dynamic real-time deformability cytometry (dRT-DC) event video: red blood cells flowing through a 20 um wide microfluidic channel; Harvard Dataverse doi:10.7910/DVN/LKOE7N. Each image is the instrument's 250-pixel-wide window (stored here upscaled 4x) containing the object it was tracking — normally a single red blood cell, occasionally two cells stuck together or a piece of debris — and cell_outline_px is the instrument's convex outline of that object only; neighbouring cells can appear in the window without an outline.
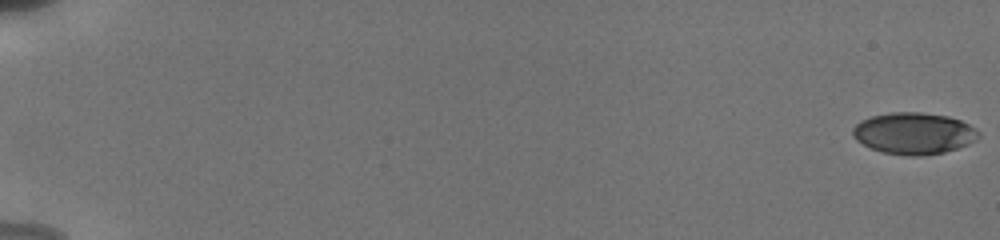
{"species": "human", "species_latin": "Homo sapiens", "temperature_condition": "cold", "stored_images_in_passage": 18, "camera_frame_rate_fps": 3000, "um_per_image_px": 0.085, "donor": {"sex": "male"}, "frame": {"image": 1, "passage_image": 1, "time_ms": 0.0, "image_size_px": [1000, 240], "cell_outline_px": [[980, 136], [976, 140], [968, 144], [944, 152], [920, 156], [908, 156], [884, 152], [872, 148], [856, 140], [852, 136], [852, 128], [860, 120], [872, 116], [892, 112], [920, 112], [948, 116], [960, 120], [976, 128], [980, 132]], "centroid_in_image_um": [77.68, 11.33], "position_along_channel_um": 7.3, "area_um2": 30.52}}
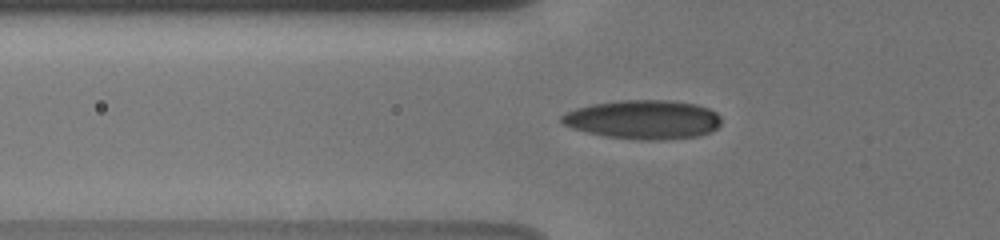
{"frame": {"image": 2, "passage_image": 10, "time_ms": 7.0, "image_size_px": [1000, 240], "cell_outline_px": [[720, 124], [716, 128], [708, 132], [696, 136], [664, 140], [640, 140], [604, 136], [572, 128], [564, 124], [560, 120], [560, 116], [564, 112], [576, 108], [592, 104], [620, 100], [672, 100], [696, 104], [708, 108], [716, 112], [720, 116]], "centroid_in_image_um": [54.66, 10.15], "position_along_channel_um": 71.1, "area_um2": 36.36}}
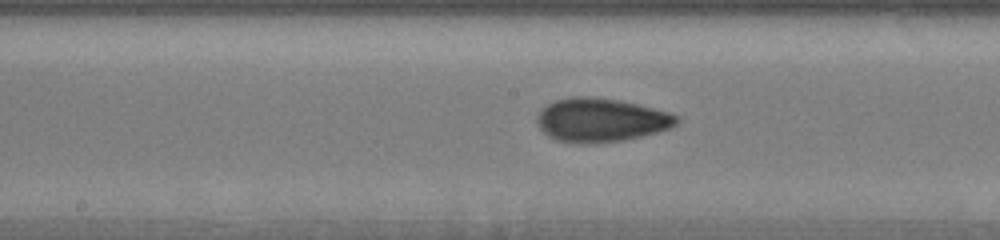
{"frame": {"image": 3, "passage_image": 18, "time_ms": 10.333, "image_size_px": [1000, 240], "cell_outline_px": [[680, 120], [676, 124], [668, 128], [656, 132], [624, 140], [584, 144], [580, 144], [556, 140], [548, 136], [540, 128], [536, 120], [536, 116], [540, 108], [556, 100], [572, 96], [588, 96], [620, 100], [668, 112], [680, 116]], "centroid_in_image_um": [51.04, 10.2], "position_along_channel_um": 197.2, "area_um2": 35.55}}